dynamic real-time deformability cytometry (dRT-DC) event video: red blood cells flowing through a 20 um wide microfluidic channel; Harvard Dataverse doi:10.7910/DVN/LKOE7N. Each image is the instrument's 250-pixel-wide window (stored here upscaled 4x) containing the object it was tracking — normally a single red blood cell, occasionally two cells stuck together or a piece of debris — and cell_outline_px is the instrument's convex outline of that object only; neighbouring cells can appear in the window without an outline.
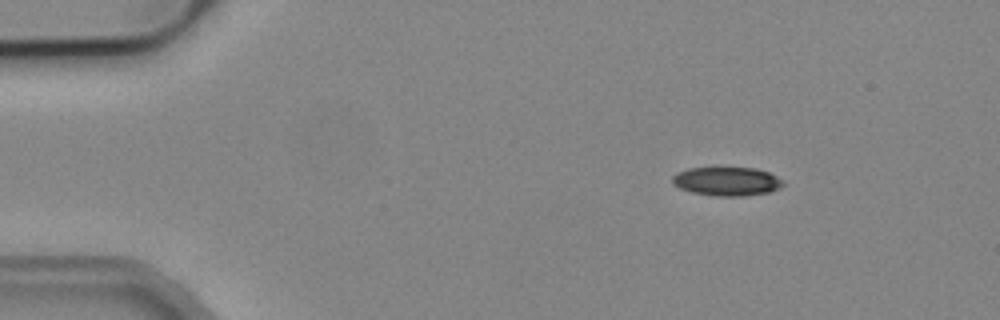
{"species": "common noctule bat (a hibernating species)", "species_latin": "Nyctalus noctula", "temperature_condition": "cold", "stored_images_in_passage": 46, "camera_frame_rate_fps": 3000, "um_per_image_px": 0.085, "animal": {"sex": "male", "body_mass_g": 19.2, "forearm_length_mm": 51.8}, "frame": {"image": 1, "passage_image": 1, "time_ms": 0.0, "image_size_px": [1000, 320], "cell_outline_px": [[784, 184], [780, 188], [768, 192], [744, 196], [716, 196], [692, 192], [680, 188], [672, 184], [672, 176], [676, 172], [688, 168], [756, 168], [768, 172], [784, 180]], "centroid_in_image_um": [61.77, 15.41], "position_along_channel_um": 23.2, "area_um2": 18.61}}
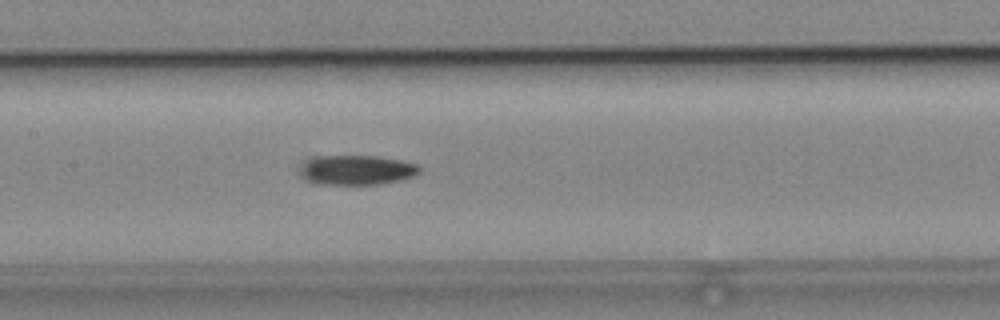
{"frame": {"image": 2, "passage_image": 19, "time_ms": 6.0, "image_size_px": [1000, 320], "cell_outline_px": [[420, 172], [412, 176], [400, 180], [380, 184], [320, 184], [308, 180], [300, 172], [300, 168], [308, 160], [316, 156], [376, 156], [404, 160], [420, 164]], "centroid_in_image_um": [30.39, 14.44], "position_along_channel_um": 177.0, "area_um2": 20.58}}
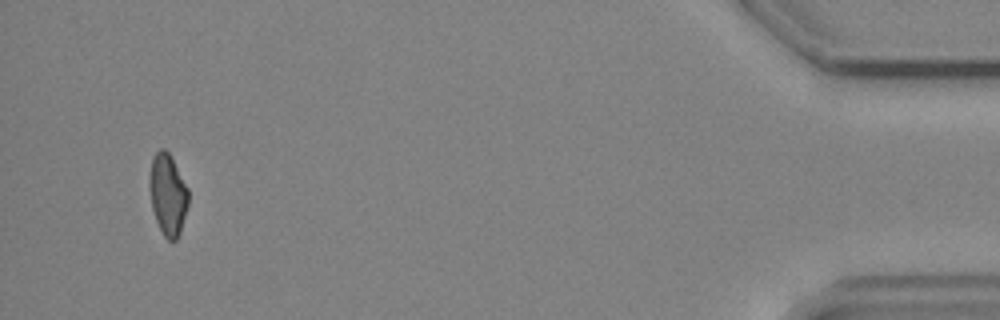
{"frame": {"image": 3, "passage_image": 44, "time_ms": 14.333, "image_size_px": [1000, 320], "cell_outline_px": [[188, 204], [180, 232], [176, 240], [168, 240], [164, 236], [156, 220], [152, 208], [152, 160], [156, 152], [160, 148], [164, 148], [168, 152], [188, 188]], "centroid_in_image_um": [14.31, 16.57], "position_along_channel_um": 420.9, "area_um2": 17.51}}